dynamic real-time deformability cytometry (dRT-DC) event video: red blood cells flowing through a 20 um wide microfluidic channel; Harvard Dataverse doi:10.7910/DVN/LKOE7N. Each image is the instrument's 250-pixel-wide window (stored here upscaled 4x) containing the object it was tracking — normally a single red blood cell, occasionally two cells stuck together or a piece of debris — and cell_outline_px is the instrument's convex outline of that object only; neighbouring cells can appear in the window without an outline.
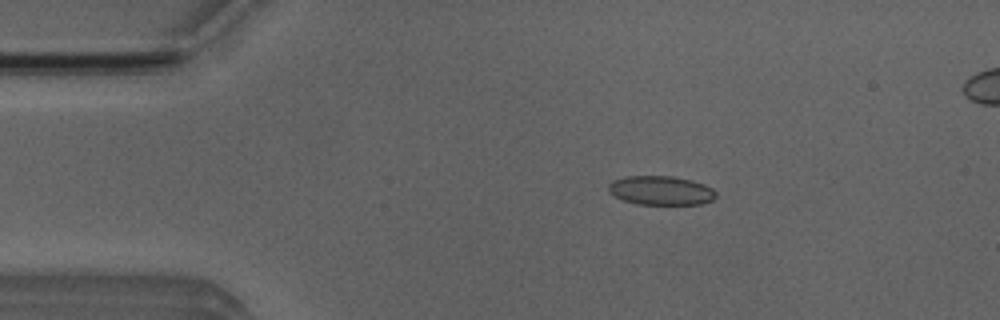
{"species": "Egyptian fruit bat (a non-hibernating species)", "species_latin": "Rousettus aegyptiacus", "temperature_condition": "room temperature", "stored_images_in_passage": 50, "camera_frame_rate_fps": 3000, "um_per_image_px": 0.085, "animal": {"sex": "male"}, "frame": {"image": 1, "passage_image": 9, "time_ms": 2.667, "image_size_px": [1000, 320], "cell_outline_px": [[716, 196], [712, 200], [700, 204], [636, 204], [624, 200], [608, 192], [608, 184], [612, 180], [628, 176], [672, 176], [692, 180], [704, 184], [712, 188], [716, 192]], "centroid_in_image_um": [56.17, 16.18], "position_along_channel_um": 28.8, "area_um2": 18.21}}
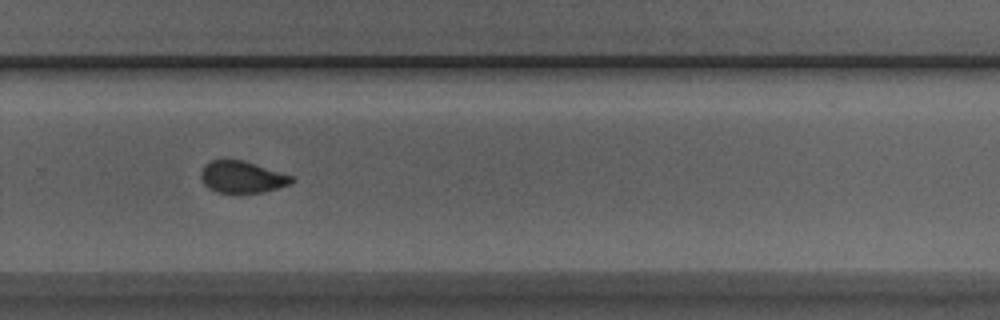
{"frame": {"image": 2, "passage_image": 34, "time_ms": 11.0, "image_size_px": [1000, 320], "cell_outline_px": [[296, 180], [292, 184], [264, 192], [240, 196], [236, 196], [216, 192], [208, 188], [204, 184], [200, 176], [200, 172], [204, 164], [212, 160], [244, 160], [292, 176]], "centroid_in_image_um": [20.57, 15.1], "position_along_channel_um": 309.2, "area_um2": 17.57}}
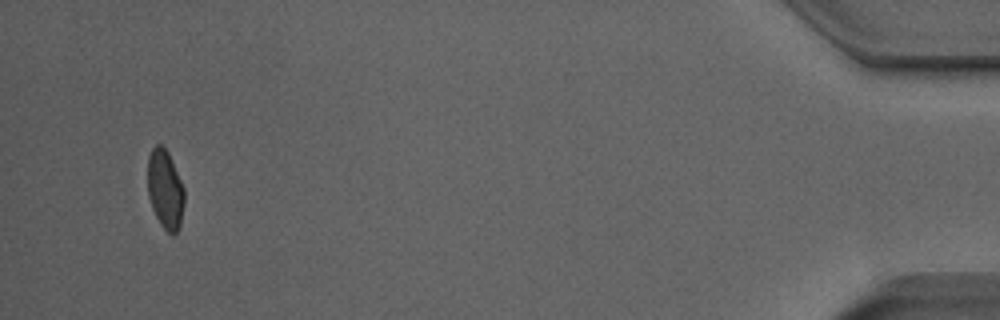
{"frame": {"image": 3, "passage_image": 49, "time_ms": 16.0, "image_size_px": [1000, 320], "cell_outline_px": [[184, 204], [180, 224], [176, 232], [172, 236], [160, 224], [152, 208], [148, 196], [148, 156], [152, 148], [156, 144], [160, 144], [168, 152], [184, 188]], "centroid_in_image_um": [14.03, 16.1], "position_along_channel_um": 421.2, "area_um2": 16.82}}